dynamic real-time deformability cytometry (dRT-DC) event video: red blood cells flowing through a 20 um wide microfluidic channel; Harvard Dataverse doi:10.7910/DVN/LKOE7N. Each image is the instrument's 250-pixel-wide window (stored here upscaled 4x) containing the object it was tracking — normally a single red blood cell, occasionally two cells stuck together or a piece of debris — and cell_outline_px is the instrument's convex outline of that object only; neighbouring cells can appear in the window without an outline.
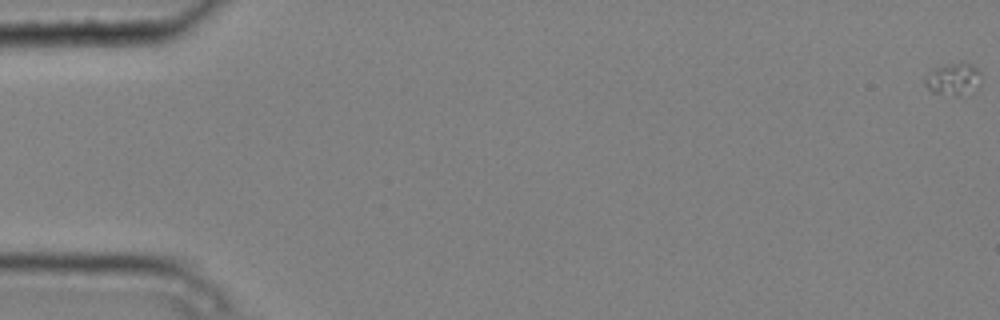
{"species": "common noctule bat (a hibernating species)", "species_latin": "Nyctalus noctula", "temperature_condition": "cold", "stored_images_in_passage": 5, "camera_frame_rate_fps": 3000, "um_per_image_px": 0.085, "animal": {"sex": "male", "body_mass_g": 20.4}, "frame": {"image": 1, "passage_image": 1, "time_ms": 0.0, "image_size_px": [1000, 320], "cell_outline_px": [[980, 84], [960, 96], [956, 96], [932, 92], [928, 88], [924, 80], [936, 68], [948, 64], [964, 60], [972, 64], [980, 72]], "centroid_in_image_um": [81.07, 6.7], "position_along_channel_um": 3.9, "area_um2": 10.29}}